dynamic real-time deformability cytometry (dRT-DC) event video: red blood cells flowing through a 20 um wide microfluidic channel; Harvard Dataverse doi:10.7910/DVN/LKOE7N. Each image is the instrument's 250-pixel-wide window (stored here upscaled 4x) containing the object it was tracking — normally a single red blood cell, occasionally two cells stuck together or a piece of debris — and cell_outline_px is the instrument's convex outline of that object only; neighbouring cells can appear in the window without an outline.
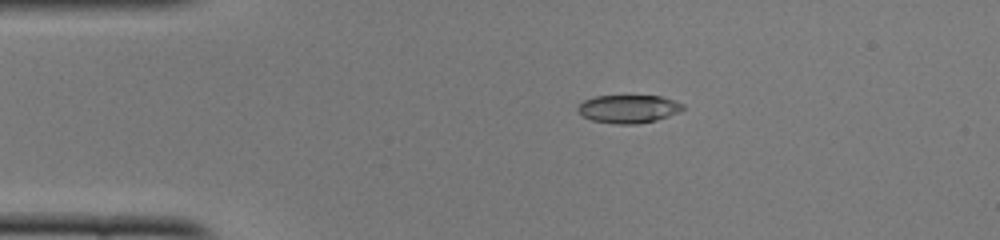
{"species": "common noctule bat (a hibernating species)", "species_latin": "Nyctalus noctula", "temperature_condition": "cold", "stored_images_in_passage": 42, "camera_frame_rate_fps": 3000, "um_per_image_px": 0.085, "animal": {"sex": "female", "body_mass_g": 22.0, "forearm_length_mm": 56.7}, "frame": {"image": 1, "passage_image": 1, "time_ms": 0.0, "image_size_px": [1000, 240], "cell_outline_px": [[684, 108], [680, 112], [656, 120], [636, 124], [616, 124], [592, 120], [584, 116], [576, 108], [584, 100], [596, 96], [660, 96], [684, 104]], "centroid_in_image_um": [53.43, 9.26], "position_along_channel_um": 31.6, "area_um2": 17.05}}
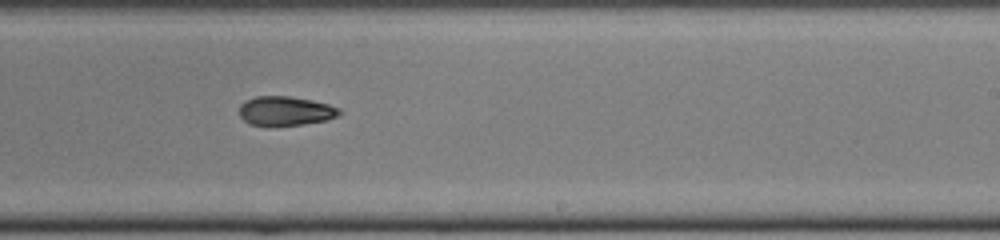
{"frame": {"image": 2, "passage_image": 22, "time_ms": 7.0, "image_size_px": [1000, 240], "cell_outline_px": [[340, 112], [336, 116], [328, 120], [304, 124], [248, 124], [240, 116], [240, 104], [244, 100], [256, 96], [288, 96], [312, 100], [328, 104], [340, 108]], "centroid_in_image_um": [24.26, 9.4], "position_along_channel_um": 264.7, "area_um2": 16.76}}
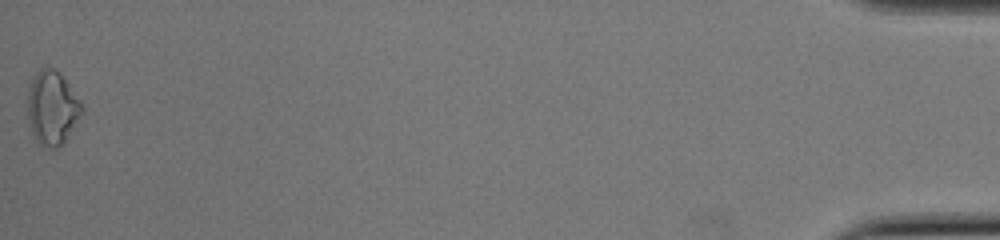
{"frame": {"image": 3, "passage_image": 42, "time_ms": 13.667, "image_size_px": [1000, 240], "cell_outline_px": [[84, 112], [64, 140], [56, 148], [52, 148], [40, 144], [32, 136], [28, 120], [28, 92], [32, 80], [36, 72], [40, 68], [52, 68], [60, 72], [80, 100], [84, 108]], "centroid_in_image_um": [4.43, 9.16], "position_along_channel_um": 430.8, "area_um2": 23.18}, "authors_computed_cell_mechanics": {"area_um2": 18.0336, "velocity_mm_per_s": 3.9437, "shape_relaxation_time_tau1_ms": 11.1513, "shape_relaxation_time_tau2_ms": 10.2002, "deformation_change_tau1": 0.2311, "deformation_change_tau2": 0.1469}}